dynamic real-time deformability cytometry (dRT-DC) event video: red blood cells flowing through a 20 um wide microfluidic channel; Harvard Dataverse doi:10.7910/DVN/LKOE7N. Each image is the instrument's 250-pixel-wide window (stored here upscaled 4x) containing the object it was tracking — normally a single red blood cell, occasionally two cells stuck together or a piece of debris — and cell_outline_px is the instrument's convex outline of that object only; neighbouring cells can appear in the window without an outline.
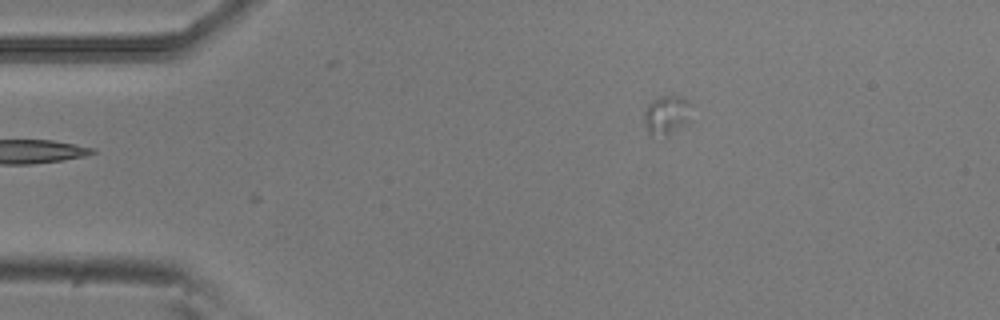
{"species": "common noctule bat (a hibernating species)", "species_latin": "Nyctalus noctula", "temperature_condition": "room temperature", "stored_images_in_passage": 5, "camera_frame_rate_fps": 3000, "um_per_image_px": 0.085, "animal": {"sex": "male", "body_mass_g": 20.5, "forearm_length_mm": 52.5}, "frame": {"image": 1, "passage_image": 1, "time_ms": 0.0, "image_size_px": [1000, 320], "cell_outline_px": [[692, 120], [664, 136], [648, 132], [644, 124], [644, 108], [652, 100], [660, 96], [684, 96], [688, 100]], "centroid_in_image_um": [56.67, 9.73], "position_along_channel_um": 28.3, "area_um2": 10.75}}
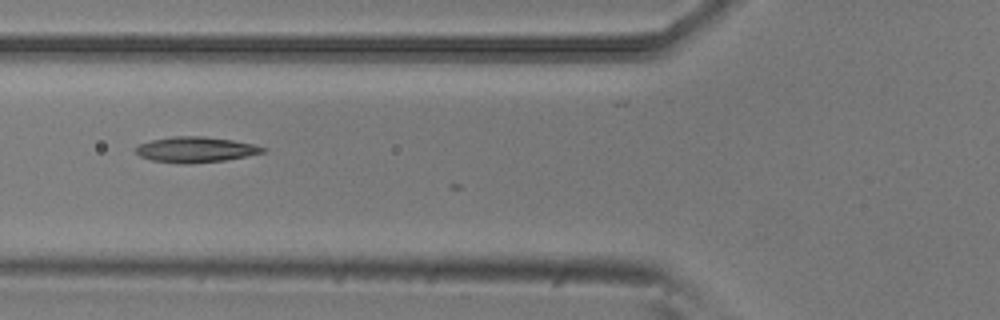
{"frame": {"image": 2, "passage_image": 3, "time_ms": 0.667, "image_size_px": [1000, 320], "cell_outline_px": [[268, 148], [264, 152], [224, 160], [184, 164], [180, 164], [152, 160], [140, 156], [136, 152], [136, 148], [140, 144], [152, 140], [172, 136], [204, 136], [232, 140], [252, 144]], "centroid_in_image_um": [16.61, 12.71], "position_along_channel_um": 109.2, "area_um2": 18.67}}